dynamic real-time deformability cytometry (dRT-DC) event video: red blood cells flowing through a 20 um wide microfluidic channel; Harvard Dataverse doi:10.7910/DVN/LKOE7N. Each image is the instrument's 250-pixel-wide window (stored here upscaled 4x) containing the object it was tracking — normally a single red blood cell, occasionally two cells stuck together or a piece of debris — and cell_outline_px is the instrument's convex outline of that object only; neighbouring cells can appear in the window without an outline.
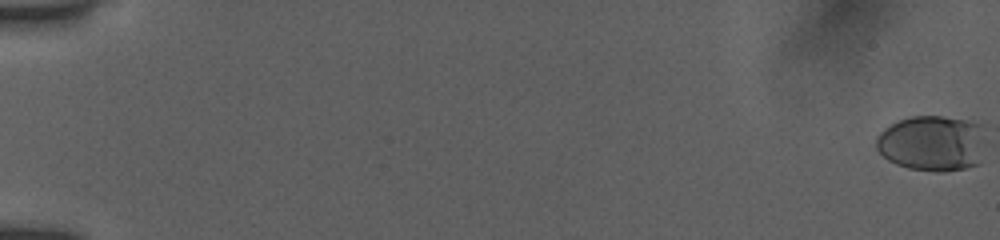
{"species": "human", "species_latin": "Homo sapiens", "temperature_condition": "room temperature", "stored_images_in_passage": 56, "camera_frame_rate_fps": 3000, "um_per_image_px": 0.085, "donor": {"sex": "female"}, "frame": {"image": 1, "passage_image": 1, "time_ms": 0.0, "image_size_px": [1000, 240], "cell_outline_px": [[984, 124], [980, 164], [964, 168], [944, 172], [940, 172], [908, 168], [896, 164], [888, 160], [876, 148], [876, 136], [884, 128], [900, 120], [912, 116], [940, 116], [964, 120]], "centroid_in_image_um": [79.24, 12.18], "position_along_channel_um": 5.8, "area_um2": 35.55}}
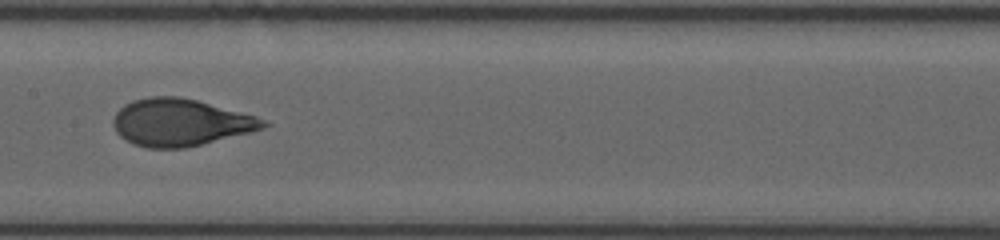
{"frame": {"image": 2, "passage_image": 31, "time_ms": 10.0, "image_size_px": [1000, 240], "cell_outline_px": [[272, 124], [264, 128], [252, 132], [184, 148], [148, 148], [132, 144], [120, 136], [116, 132], [112, 124], [112, 120], [116, 112], [124, 104], [132, 100], [148, 96], [180, 96], [196, 100], [256, 116]], "centroid_in_image_um": [15.3, 10.4], "position_along_channel_um": 192.1, "area_um2": 41.38}}
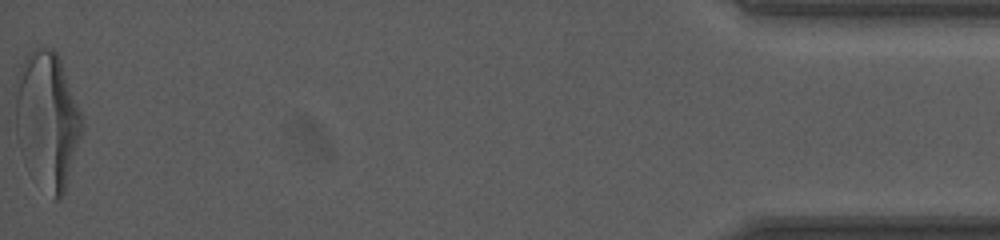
{"frame": {"image": 3, "passage_image": 56, "time_ms": 18.333, "image_size_px": [1000, 240], "cell_outline_px": [[84, 124], [64, 192], [60, 200], [52, 200], [20, 152], [16, 136], [16, 80], [20, 64], [28, 52], [32, 48], [52, 48], [56, 52], [60, 60], [80, 112]], "centroid_in_image_um": [4.0, 10.16], "position_along_channel_um": 431.2, "area_um2": 52.19}, "authors_computed_cell_mechanics": {"area_um2": 40.3444, "velocity_mm_per_s": 3.8997, "shape_relaxation_time_tau1_ms": 3.678, "shape_relaxation_time_tau2_ms": null, "deformation_change_tau1": 0.1798, "deformation_change_tau2": null}}